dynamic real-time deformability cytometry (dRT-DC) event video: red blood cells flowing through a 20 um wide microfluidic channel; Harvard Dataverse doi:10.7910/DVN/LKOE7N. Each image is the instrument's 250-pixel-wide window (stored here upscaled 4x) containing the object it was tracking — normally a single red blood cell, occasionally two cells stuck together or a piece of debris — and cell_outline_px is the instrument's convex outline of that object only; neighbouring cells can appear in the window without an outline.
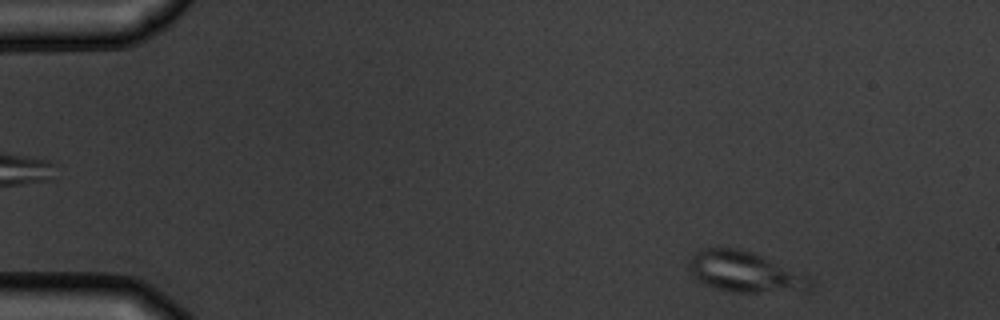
{"species": "common noctule bat (a hibernating species)", "species_latin": "Nyctalus noctula", "temperature_condition": "warm", "stored_images_in_passage": 4, "camera_frame_rate_fps": 3000, "um_per_image_px": 0.085, "animal": {"sex": "male", "body_mass_g": 19.5, "forearm_length_mm": 54.6}, "frame": {"image": 1, "passage_image": 4, "time_ms": 4.333, "image_size_px": [1000, 320], "cell_outline_px": [[816, 284], [808, 292], [732, 292], [716, 288], [704, 284], [696, 280], [692, 276], [688, 268], [688, 260], [692, 252], [700, 248], [740, 248], [752, 252], [808, 276], [816, 280]], "centroid_in_image_um": [63.33, 23.13], "position_along_channel_um": 21.7, "area_um2": 29.42}}